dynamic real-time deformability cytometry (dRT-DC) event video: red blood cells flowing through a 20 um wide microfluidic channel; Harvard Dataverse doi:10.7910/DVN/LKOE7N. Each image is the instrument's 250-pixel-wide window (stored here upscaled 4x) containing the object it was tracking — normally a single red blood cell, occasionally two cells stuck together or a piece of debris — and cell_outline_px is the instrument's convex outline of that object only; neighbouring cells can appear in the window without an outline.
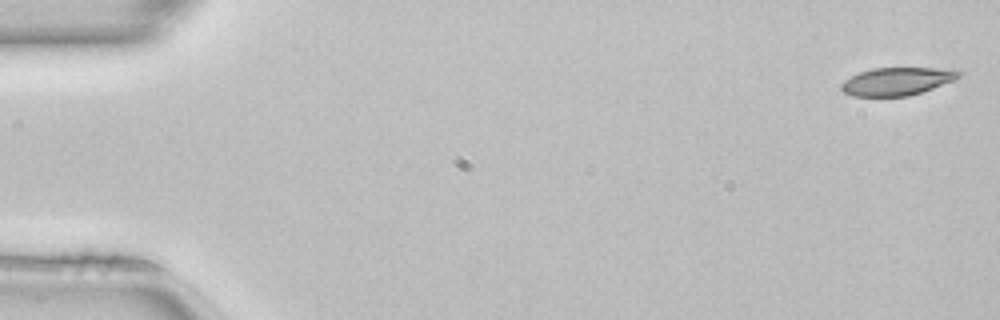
{"species": "common noctule bat (a hibernating species)", "species_latin": "Nyctalus noctula", "temperature_condition": "room temperature", "stored_images_in_passage": 50, "camera_frame_rate_fps": 3000, "um_per_image_px": 0.085, "animal": {"sex": "female", "body_mass_g": 22.7, "forearm_length_mm": 54.2}, "frame": {"image": 1, "passage_image": 1, "time_ms": 0.0, "image_size_px": [1000, 320], "cell_outline_px": [[964, 72], [960, 76], [952, 80], [932, 88], [908, 96], [852, 96], [844, 92], [840, 88], [840, 84], [844, 80], [860, 72], [872, 68], [960, 68]], "centroid_in_image_um": [76.27, 6.89], "position_along_channel_um": 8.7, "area_um2": 19.13}}
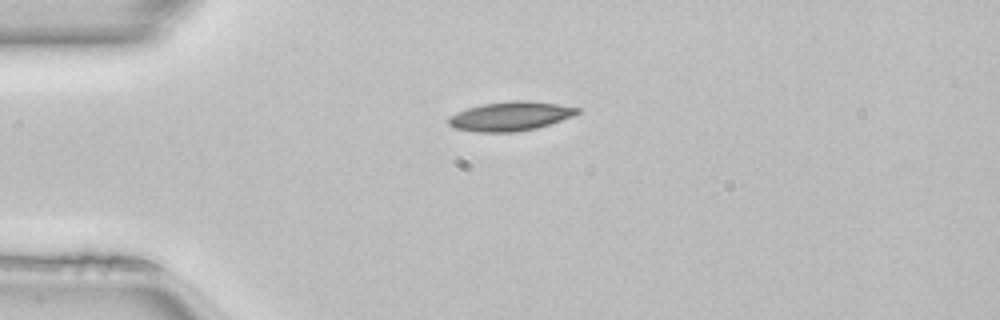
{"frame": {"image": 2, "passage_image": 12, "time_ms": 3.667, "image_size_px": [1000, 320], "cell_outline_px": [[580, 112], [572, 116], [536, 128], [516, 132], [476, 132], [456, 128], [448, 124], [448, 116], [456, 112], [468, 108], [484, 104], [512, 100], [532, 100], [560, 104], [580, 108]], "centroid_in_image_um": [43.38, 9.87], "position_along_channel_um": 41.6, "area_um2": 21.91}}
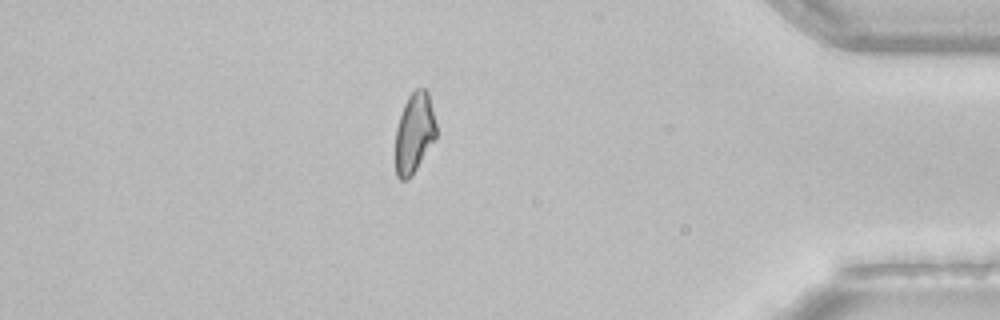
{"frame": {"image": 3, "passage_image": 43, "time_ms": 14.0, "image_size_px": [1000, 320], "cell_outline_px": [[436, 136], [412, 176], [408, 180], [400, 180], [396, 176], [396, 128], [404, 104], [408, 96], [416, 88], [424, 88], [428, 92], [436, 124]], "centroid_in_image_um": [35.2, 11.3], "position_along_channel_um": 400.0, "area_um2": 18.9}, "authors_computed_cell_mechanics": {"area_um2": 20.6057, "velocity_mm_per_s": 4.1101, "shape_relaxation_time_tau1_ms": 4.8186, "shape_relaxation_time_tau2_ms": null, "deformation_change_tau1": 0.1398, "deformation_change_tau2": null}}